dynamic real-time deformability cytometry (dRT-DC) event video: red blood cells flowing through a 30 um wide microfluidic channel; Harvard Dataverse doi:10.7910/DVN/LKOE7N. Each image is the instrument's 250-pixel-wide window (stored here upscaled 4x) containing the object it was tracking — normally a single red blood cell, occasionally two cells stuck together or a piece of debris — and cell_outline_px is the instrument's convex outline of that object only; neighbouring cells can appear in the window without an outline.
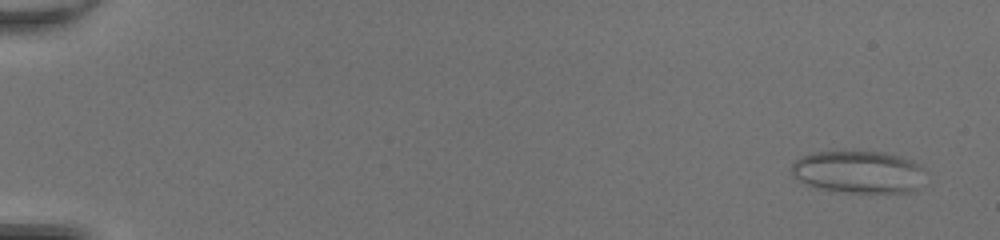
{"species": "common noctule bat (a hibernating species)", "species_latin": "Nyctalus noctula", "temperature_condition": "room temperature", "stored_images_in_passage": 50, "camera_frame_rate_fps": 3000, "um_per_image_px": 0.085, "animal": {"sex": "female", "body_mass_g": 20.0, "forearm_length_mm": 54.0}, "frame": {"image": 1, "passage_image": 3, "time_ms": 0.667, "image_size_px": [1000, 240], "cell_outline_px": [[928, 184], [916, 192], [844, 192], [816, 188], [792, 176], [792, 160], [800, 156], [816, 152], [884, 152], [900, 156], [924, 164], [928, 172]], "centroid_in_image_um": [73.14, 14.63], "position_along_channel_um": 11.9, "area_um2": 34.16}}
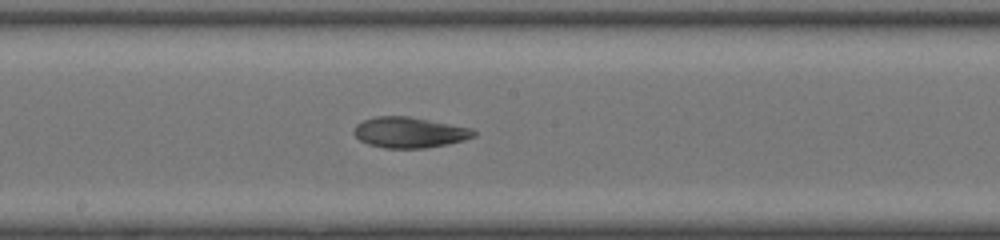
{"frame": {"image": 2, "passage_image": 29, "time_ms": 9.333, "image_size_px": [1000, 240], "cell_outline_px": [[476, 136], [464, 140], [448, 144], [424, 148], [384, 148], [368, 144], [360, 140], [352, 132], [356, 124], [364, 120], [376, 116], [408, 116], [472, 128], [476, 132]], "centroid_in_image_um": [34.8, 11.26], "position_along_channel_um": 213.4, "area_um2": 21.44}}
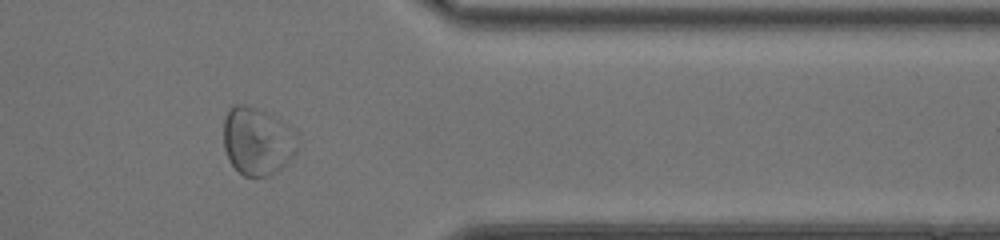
{"frame": {"image": 3, "passage_image": 42, "time_ms": 13.667, "image_size_px": [1000, 240], "cell_outline_px": [[296, 152], [276, 172], [268, 176], [244, 176], [228, 160], [224, 148], [224, 116], [236, 104], [244, 104], [268, 112], [280, 120], [296, 132]], "centroid_in_image_um": [21.85, 11.99], "position_along_channel_um": 389.5, "area_um2": 28.96}, "authors_computed_cell_mechanics": {"area_um2": 27.6284, "velocity_mm_per_s": 4.3021, "shape_relaxation_time_tau1_ms": null, "shape_relaxation_time_tau2_ms": 2.313, "deformation_change_tau1": null, "deformation_change_tau2": 0.0831}}